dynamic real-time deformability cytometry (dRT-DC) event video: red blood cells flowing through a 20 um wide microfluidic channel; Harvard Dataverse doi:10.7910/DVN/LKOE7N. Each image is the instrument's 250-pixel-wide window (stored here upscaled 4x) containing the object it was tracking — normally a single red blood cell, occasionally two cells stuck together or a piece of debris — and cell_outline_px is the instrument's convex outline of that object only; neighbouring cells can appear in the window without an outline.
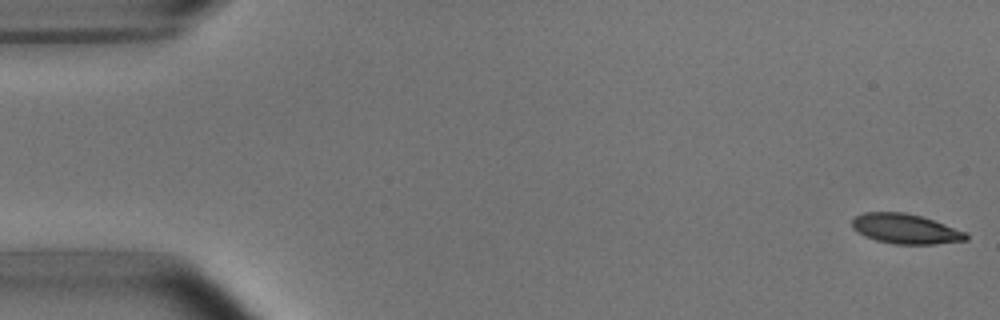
{"species": "common noctule bat (a hibernating species)", "species_latin": "Nyctalus noctula", "temperature_condition": "room temperature", "stored_images_in_passage": 4, "camera_frame_rate_fps": 3000, "um_per_image_px": 0.085, "animal": {"sex": "male", "body_mass_g": 15.6}, "frame": {"image": 1, "passage_image": 1, "time_ms": 0.0, "image_size_px": [1000, 320], "cell_outline_px": [[968, 240], [936, 244], [892, 244], [876, 240], [864, 236], [852, 228], [852, 220], [856, 216], [864, 212], [904, 212], [920, 216], [968, 232]], "centroid_in_image_um": [76.97, 19.46], "position_along_channel_um": 8.0, "area_um2": 19.88}}